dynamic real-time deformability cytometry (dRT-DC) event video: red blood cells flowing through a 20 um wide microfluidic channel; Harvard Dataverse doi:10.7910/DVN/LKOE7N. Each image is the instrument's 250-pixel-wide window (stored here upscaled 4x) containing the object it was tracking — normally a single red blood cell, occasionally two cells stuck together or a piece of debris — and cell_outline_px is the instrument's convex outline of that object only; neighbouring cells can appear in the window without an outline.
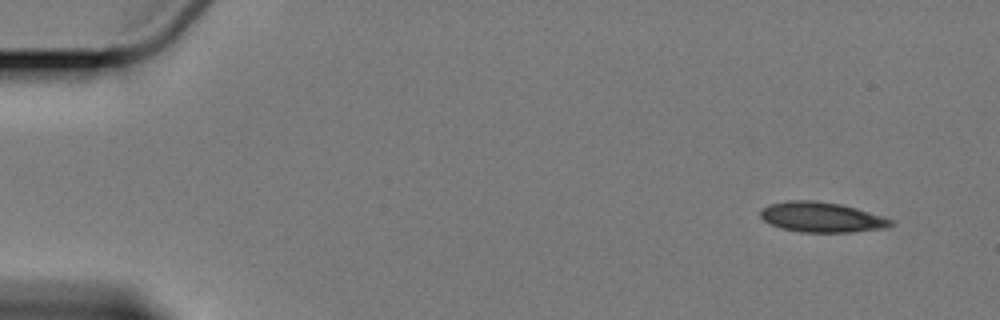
{"species": "Egyptian fruit bat (a non-hibernating species)", "species_latin": "Rousettus aegyptiacus", "temperature_condition": "cold", "stored_images_in_passage": 7, "camera_frame_rate_fps": 3000, "um_per_image_px": 0.085, "animal": {"sex": "female"}, "frame": {"image": 1, "passage_image": 1, "time_ms": 0.0, "image_size_px": [1000, 320], "cell_outline_px": [[896, 224], [884, 228], [852, 232], [800, 232], [780, 228], [764, 220], [760, 216], [760, 212], [768, 204], [788, 200], [812, 200], [840, 204], [856, 208], [892, 220]], "centroid_in_image_um": [69.82, 18.46], "position_along_channel_um": 15.2, "area_um2": 22.72}}
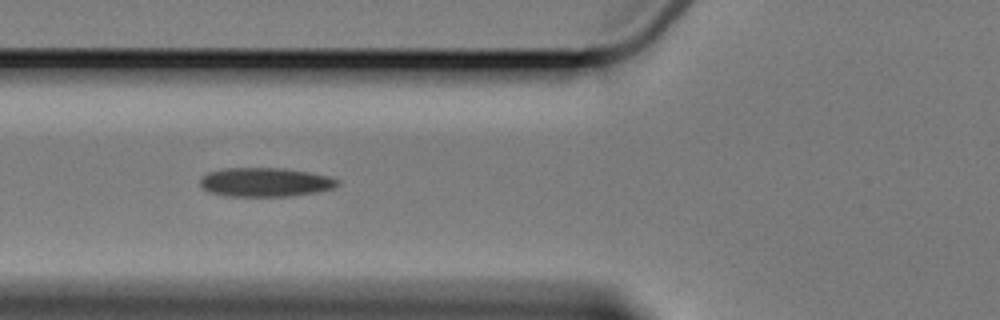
{"frame": {"image": 2, "passage_image": 6, "time_ms": 6.0, "image_size_px": [1000, 320], "cell_outline_px": [[340, 184], [332, 188], [316, 192], [292, 196], [228, 196], [208, 192], [200, 184], [200, 180], [208, 172], [224, 168], [284, 168], [308, 172], [328, 176], [336, 180]], "centroid_in_image_um": [22.52, 15.48], "position_along_channel_um": 103.3, "area_um2": 23.06}}
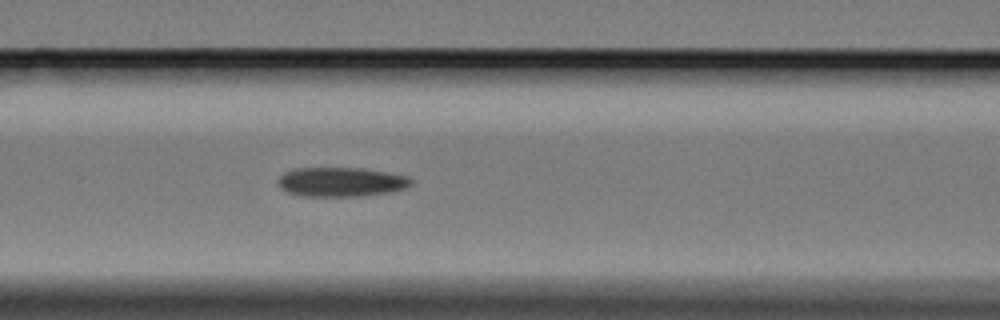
{"frame": {"image": 3, "passage_image": 7, "time_ms": 7.0, "image_size_px": [1000, 320], "cell_outline_px": [[412, 184], [408, 188], [392, 192], [364, 196], [300, 196], [284, 192], [280, 188], [280, 176], [284, 172], [296, 168], [364, 168], [388, 172], [408, 176], [412, 180]], "centroid_in_image_um": [29.03, 15.47], "position_along_channel_um": 137.6, "area_um2": 23.06}}